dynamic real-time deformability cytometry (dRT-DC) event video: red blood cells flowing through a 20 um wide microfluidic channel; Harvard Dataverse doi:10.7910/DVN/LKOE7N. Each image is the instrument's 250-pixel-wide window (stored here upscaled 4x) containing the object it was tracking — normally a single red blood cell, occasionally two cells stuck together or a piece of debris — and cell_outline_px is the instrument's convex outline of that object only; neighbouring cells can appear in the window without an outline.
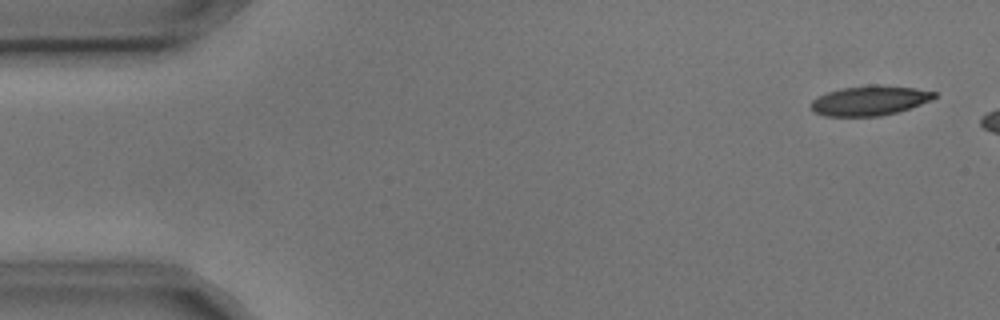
{"species": "common noctule bat (a hibernating species)", "species_latin": "Nyctalus noctula", "temperature_condition": "cold", "stored_images_in_passage": 5, "segment_of_instrument_passage": [2, 2], "camera_frame_rate_fps": 3000, "um_per_image_px": 0.085, "animal": {"sex": "male", "body_mass_g": 17.9, "forearm_length_mm": 54.2}, "frame": {"image": 1, "passage_image": 5, "time_ms": 1.333, "image_size_px": [1000, 320], "cell_outline_px": [[936, 96], [932, 100], [896, 112], [880, 116], [824, 116], [812, 112], [812, 100], [828, 92], [844, 88], [872, 84], [880, 84], [916, 88], [936, 92]], "centroid_in_image_um": [73.94, 8.54], "position_along_channel_um": 11.1, "area_um2": 21.27}}